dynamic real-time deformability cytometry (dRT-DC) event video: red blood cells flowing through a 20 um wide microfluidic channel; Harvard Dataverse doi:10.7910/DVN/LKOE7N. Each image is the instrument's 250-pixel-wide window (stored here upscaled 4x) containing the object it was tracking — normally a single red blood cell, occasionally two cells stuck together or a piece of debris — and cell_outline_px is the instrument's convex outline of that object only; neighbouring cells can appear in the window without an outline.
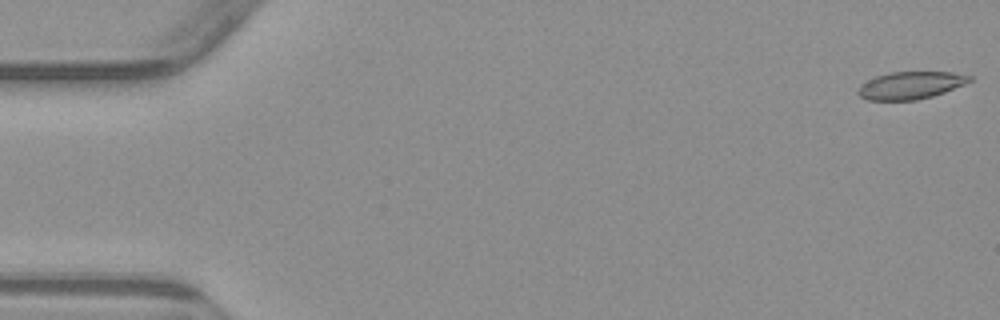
{"species": "common noctule bat (a hibernating species)", "species_latin": "Nyctalus noctula", "temperature_condition": "warm", "stored_images_in_passage": 5, "camera_frame_rate_fps": 3000, "um_per_image_px": 0.085, "animal": {"sex": "male", "body_mass_g": 23.1, "forearm_length_mm": 52.7}, "frame": {"image": 1, "passage_image": 1, "time_ms": 0.0, "image_size_px": [1000, 320], "cell_outline_px": [[972, 80], [964, 84], [944, 92], [932, 96], [916, 100], [868, 100], [860, 96], [856, 92], [860, 84], [876, 76], [892, 72], [952, 72], [972, 76]], "centroid_in_image_um": [77.38, 7.25], "position_along_channel_um": 7.6, "area_um2": 17.74}}
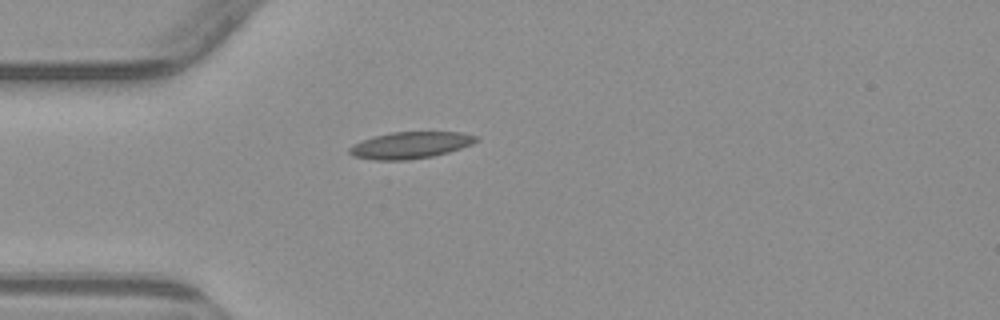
{"frame": {"image": 2, "passage_image": 5, "time_ms": 4.667, "image_size_px": [1000, 320], "cell_outline_px": [[480, 140], [472, 144], [448, 152], [432, 156], [408, 160], [376, 160], [352, 156], [348, 152], [348, 148], [352, 144], [372, 136], [392, 132], [464, 132], [480, 136]], "centroid_in_image_um": [34.89, 12.33], "position_along_channel_um": 50.1, "area_um2": 19.94}}